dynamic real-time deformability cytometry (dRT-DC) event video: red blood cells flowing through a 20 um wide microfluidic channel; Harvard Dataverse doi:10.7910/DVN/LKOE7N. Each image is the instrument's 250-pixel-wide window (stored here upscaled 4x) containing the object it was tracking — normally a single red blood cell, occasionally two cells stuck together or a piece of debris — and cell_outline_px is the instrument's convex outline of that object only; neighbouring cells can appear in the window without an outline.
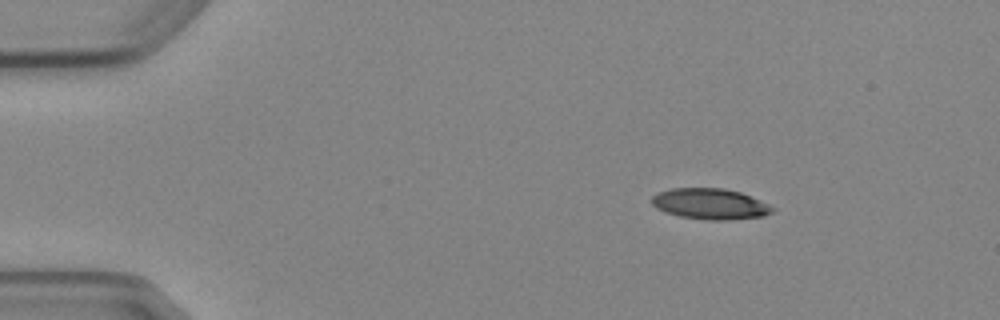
{"species": "Egyptian fruit bat (a non-hibernating species)", "species_latin": "Rousettus aegyptiacus", "temperature_condition": "cold", "stored_images_in_passage": 3, "camera_frame_rate_fps": 3000, "um_per_image_px": 0.085, "animal": {"sex": "female"}, "frame": {"image": 1, "passage_image": 1, "time_ms": 0.0, "image_size_px": [1000, 320], "cell_outline_px": [[776, 208], [772, 212], [764, 216], [732, 220], [708, 220], [680, 216], [664, 212], [656, 208], [652, 204], [652, 196], [660, 192], [672, 188], [724, 188], [740, 192], [760, 200]], "centroid_in_image_um": [60.38, 17.34], "position_along_channel_um": 24.6, "area_um2": 21.73}}